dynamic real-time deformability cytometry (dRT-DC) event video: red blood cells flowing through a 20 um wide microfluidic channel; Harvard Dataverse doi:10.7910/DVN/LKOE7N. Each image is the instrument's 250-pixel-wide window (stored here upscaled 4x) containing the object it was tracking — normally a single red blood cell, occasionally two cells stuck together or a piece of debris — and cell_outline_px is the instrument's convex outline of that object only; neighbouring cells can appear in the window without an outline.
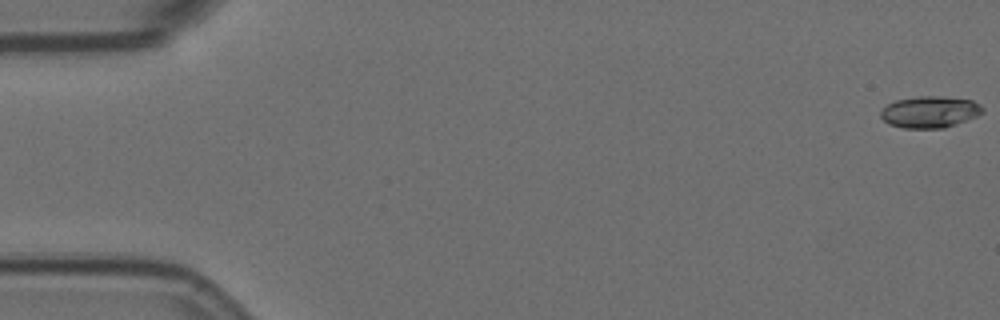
{"species": "Egyptian fruit bat (a non-hibernating species)", "species_latin": "Rousettus aegyptiacus", "temperature_condition": "room temperature", "stored_images_in_passage": 3, "camera_frame_rate_fps": 3000, "um_per_image_px": 0.085, "animal": {"sex": "female"}, "frame": {"image": 1, "passage_image": 1, "time_ms": 0.0, "image_size_px": [1000, 320], "cell_outline_px": [[984, 112], [976, 116], [956, 124], [944, 128], [904, 128], [888, 124], [880, 116], [880, 112], [888, 104], [896, 100], [916, 96], [940, 96], [972, 100], [980, 104], [984, 108]], "centroid_in_image_um": [79.04, 9.51], "position_along_channel_um": 6.0, "area_um2": 18.79}}